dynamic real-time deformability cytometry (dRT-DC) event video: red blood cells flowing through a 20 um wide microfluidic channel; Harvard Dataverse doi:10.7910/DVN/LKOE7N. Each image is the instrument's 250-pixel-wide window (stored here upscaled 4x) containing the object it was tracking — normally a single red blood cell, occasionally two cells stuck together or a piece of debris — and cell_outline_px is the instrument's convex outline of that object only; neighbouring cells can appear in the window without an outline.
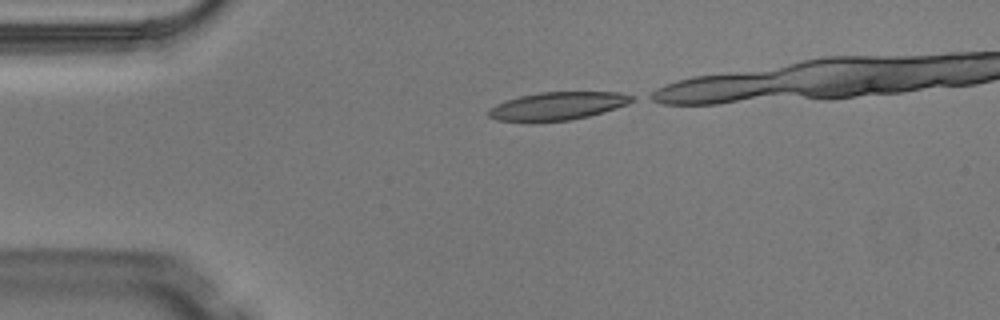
{"species": "Egyptian fruit bat (a non-hibernating species)", "species_latin": "Rousettus aegyptiacus", "temperature_condition": "warm", "stored_images_in_passage": 6, "camera_frame_rate_fps": 3000, "um_per_image_px": 0.085, "animal": {"sex": "male"}, "frame": {"image": 1, "passage_image": 1, "time_ms": 0.0, "image_size_px": [1000, 320], "cell_outline_px": [[636, 100], [628, 104], [616, 108], [588, 116], [568, 120], [532, 124], [528, 124], [496, 120], [488, 116], [488, 108], [496, 104], [520, 96], [540, 92], [620, 92], [636, 96]], "centroid_in_image_um": [47.36, 9.04], "position_along_channel_um": 37.6, "area_um2": 24.04}}